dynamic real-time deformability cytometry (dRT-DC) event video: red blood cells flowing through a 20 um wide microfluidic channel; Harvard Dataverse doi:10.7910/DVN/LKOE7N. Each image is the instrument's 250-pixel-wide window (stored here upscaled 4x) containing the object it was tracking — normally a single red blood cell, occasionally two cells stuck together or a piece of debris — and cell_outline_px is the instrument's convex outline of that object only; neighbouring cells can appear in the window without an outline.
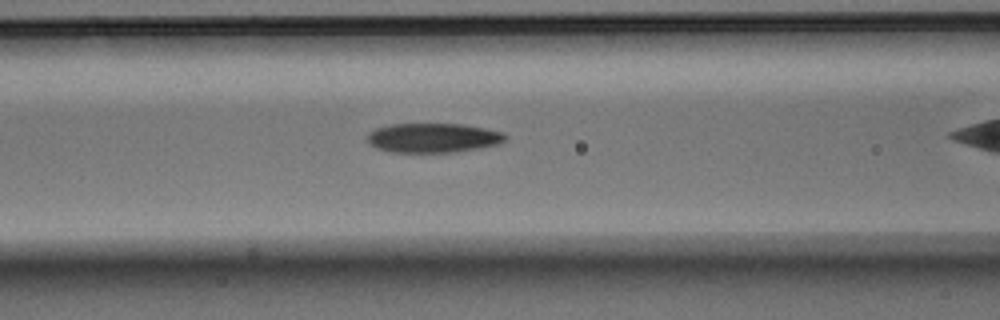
{"species": "Egyptian fruit bat (a non-hibernating species)", "species_latin": "Rousettus aegyptiacus", "temperature_condition": "warm", "stored_images_in_passage": 37, "camera_frame_rate_fps": 3000, "um_per_image_px": 0.085, "animal": {"sex": "male"}, "frame": {"image": 1, "passage_image": 17, "time_ms": 5.333, "image_size_px": [1000, 320], "cell_outline_px": [[508, 136], [500, 144], [480, 148], [456, 152], [392, 152], [376, 148], [368, 140], [368, 132], [376, 128], [388, 124], [464, 124], [488, 128], [504, 132]], "centroid_in_image_um": [36.87, 11.71], "position_along_channel_um": 129.7, "area_um2": 23.87}}
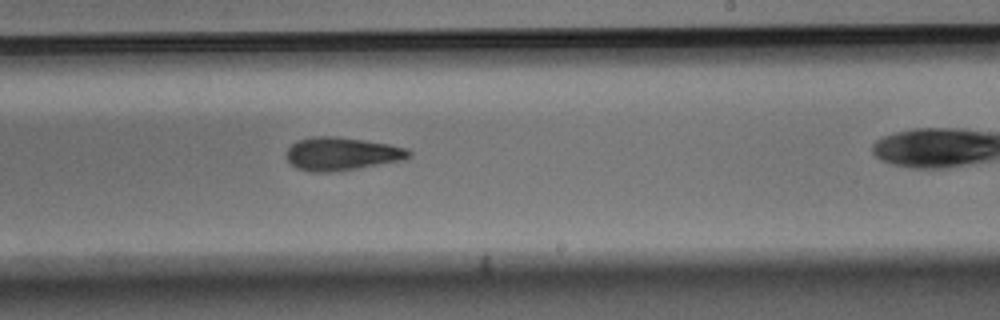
{"frame": {"image": 2, "passage_image": 27, "time_ms": 8.667, "image_size_px": [1000, 320], "cell_outline_px": [[412, 156], [404, 160], [336, 172], [312, 172], [296, 168], [288, 160], [288, 148], [296, 140], [312, 136], [336, 136], [364, 140], [388, 144], [408, 148], [412, 152]], "centroid_in_image_um": [29.08, 13.07], "position_along_channel_um": 259.9, "area_um2": 23.81}}
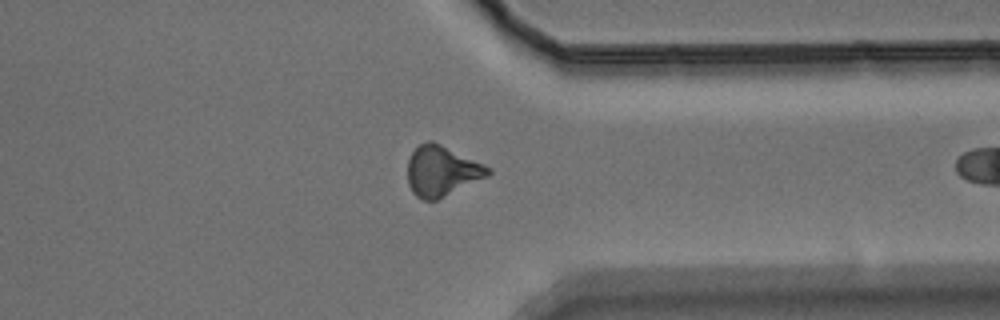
{"frame": {"image": 3, "passage_image": 36, "time_ms": 11.667, "image_size_px": [1000, 320], "cell_outline_px": [[492, 172], [488, 176], [436, 200], [424, 200], [416, 196], [412, 192], [408, 184], [408, 160], [412, 152], [420, 144], [428, 140], [432, 140], [484, 164], [492, 168]], "centroid_in_image_um": [37.55, 14.53], "position_along_channel_um": 373.9, "area_um2": 23.47}}